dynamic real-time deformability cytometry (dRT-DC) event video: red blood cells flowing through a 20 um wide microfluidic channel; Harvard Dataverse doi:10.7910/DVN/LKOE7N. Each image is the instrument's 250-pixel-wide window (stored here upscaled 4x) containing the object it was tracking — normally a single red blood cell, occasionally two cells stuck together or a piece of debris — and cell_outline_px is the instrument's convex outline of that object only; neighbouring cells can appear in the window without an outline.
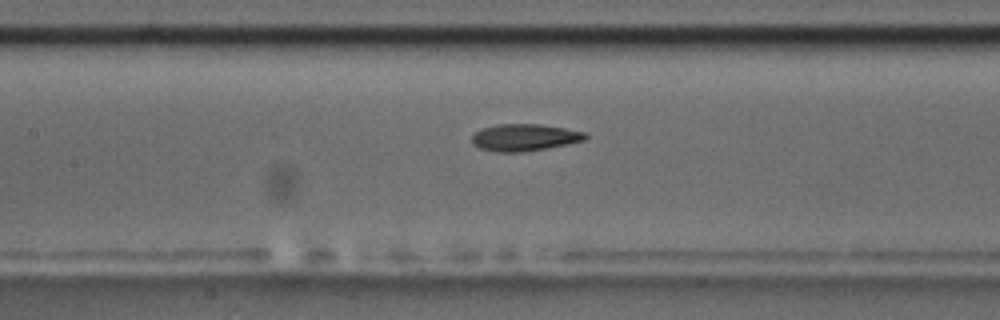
{"species": "common noctule bat (a hibernating species)", "species_latin": "Nyctalus noctula", "temperature_condition": "room temperature", "stored_images_in_passage": 32, "camera_frame_rate_fps": 3000, "um_per_image_px": 0.085, "animal": {"sex": "male", "body_mass_g": 17.5, "forearm_length_mm": 52.3}, "frame": {"image": 1, "passage_image": 9, "time_ms": 2.667, "image_size_px": [1000, 320], "cell_outline_px": [[588, 136], [584, 140], [568, 144], [548, 148], [520, 152], [496, 152], [480, 148], [472, 144], [472, 136], [480, 128], [496, 124], [540, 124], [564, 128], [584, 132]], "centroid_in_image_um": [44.55, 11.68], "position_along_channel_um": 162.8, "area_um2": 17.86}}
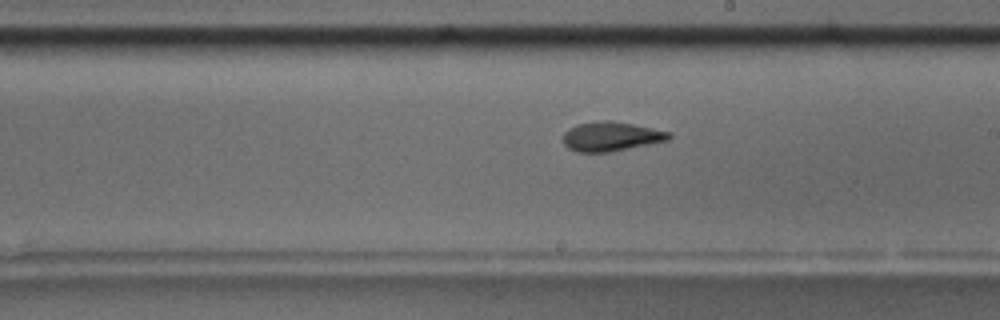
{"frame": {"image": 2, "passage_image": 15, "time_ms": 4.667, "image_size_px": [1000, 320], "cell_outline_px": [[672, 136], [668, 140], [608, 152], [576, 152], [568, 148], [564, 144], [564, 132], [568, 128], [576, 124], [596, 120], [612, 120], [672, 132]], "centroid_in_image_um": [51.91, 11.58], "position_along_channel_um": 237.1, "area_um2": 18.15}}
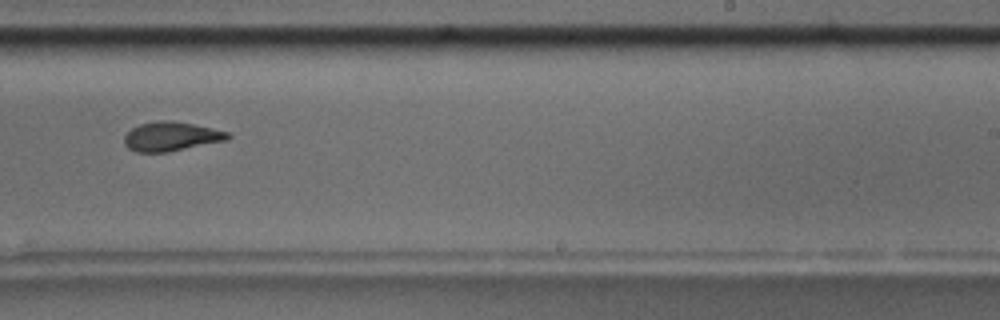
{"frame": {"image": 3, "passage_image": 18, "time_ms": 5.667, "image_size_px": [1000, 320], "cell_outline_px": [[232, 136], [228, 140], [168, 152], [136, 152], [128, 148], [124, 144], [124, 136], [132, 128], [140, 124], [156, 120], [172, 120], [212, 128], [228, 132]], "centroid_in_image_um": [14.55, 11.6], "position_along_channel_um": 274.5, "area_um2": 17.69}, "authors_computed_cell_mechanics": {"area_um2": 17.7446, "velocity_mm_per_s": 3.7422, "shape_relaxation_time_tau1_ms": 4.9601, "shape_relaxation_time_tau2_ms": 2.5617, "deformation_change_tau1": 0.1742, "deformation_change_tau2": 0.1029}}